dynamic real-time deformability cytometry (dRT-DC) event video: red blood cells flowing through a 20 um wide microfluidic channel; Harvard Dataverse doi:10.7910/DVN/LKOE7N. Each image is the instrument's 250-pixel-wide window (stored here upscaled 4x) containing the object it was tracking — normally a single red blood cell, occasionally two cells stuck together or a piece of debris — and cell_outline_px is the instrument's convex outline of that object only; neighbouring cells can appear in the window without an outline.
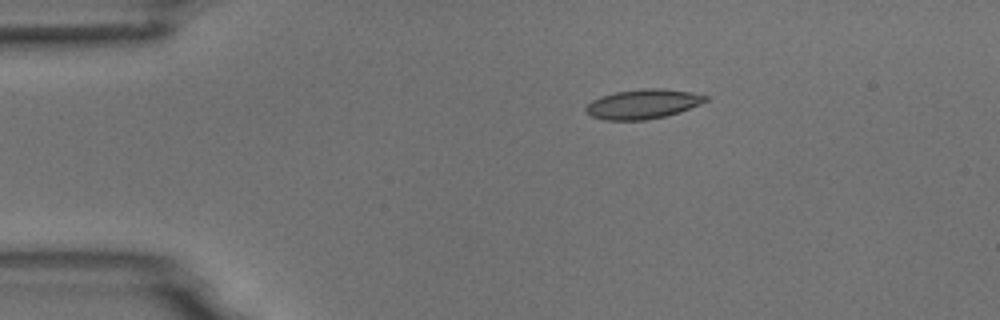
{"species": "common noctule bat (a hibernating species)", "species_latin": "Nyctalus noctula", "temperature_condition": "room temperature", "stored_images_in_passage": 5, "camera_frame_rate_fps": 3000, "um_per_image_px": 0.085, "animal": {"sex": "male", "body_mass_g": 18.8}, "frame": {"image": 1, "passage_image": 1, "time_ms": 0.0, "image_size_px": [1000, 320], "cell_outline_px": [[708, 100], [700, 104], [680, 112], [664, 116], [644, 120], [604, 120], [592, 116], [584, 112], [584, 108], [592, 100], [600, 96], [616, 92], [648, 88], [664, 88], [692, 92], [708, 96]], "centroid_in_image_um": [54.64, 8.84], "position_along_channel_um": 30.4, "area_um2": 20.63}}
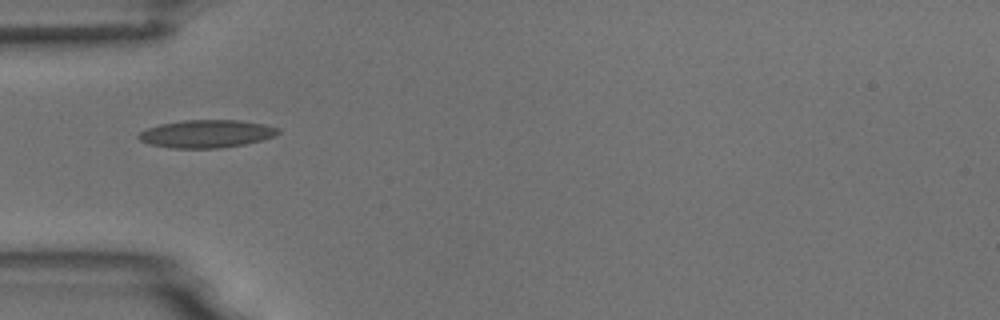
{"frame": {"image": 2, "passage_image": 3, "time_ms": 2.333, "image_size_px": [1000, 320], "cell_outline_px": [[280, 132], [276, 136], [244, 144], [220, 148], [172, 148], [152, 144], [140, 140], [136, 136], [140, 132], [148, 128], [160, 124], [184, 120], [240, 120], [264, 124], [280, 128]], "centroid_in_image_um": [17.58, 11.36], "position_along_channel_um": 67.4, "area_um2": 22.54}}